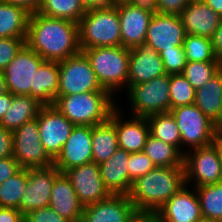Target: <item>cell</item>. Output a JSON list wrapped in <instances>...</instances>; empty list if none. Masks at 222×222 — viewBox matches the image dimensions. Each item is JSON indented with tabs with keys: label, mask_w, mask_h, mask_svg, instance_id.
Masks as SVG:
<instances>
[{
	"label": "cell",
	"mask_w": 222,
	"mask_h": 222,
	"mask_svg": "<svg viewBox=\"0 0 222 222\" xmlns=\"http://www.w3.org/2000/svg\"><path fill=\"white\" fill-rule=\"evenodd\" d=\"M210 39L215 56L222 62V20Z\"/></svg>",
	"instance_id": "47"
},
{
	"label": "cell",
	"mask_w": 222,
	"mask_h": 222,
	"mask_svg": "<svg viewBox=\"0 0 222 222\" xmlns=\"http://www.w3.org/2000/svg\"><path fill=\"white\" fill-rule=\"evenodd\" d=\"M186 34L211 37L222 17L202 0H192L179 15Z\"/></svg>",
	"instance_id": "23"
},
{
	"label": "cell",
	"mask_w": 222,
	"mask_h": 222,
	"mask_svg": "<svg viewBox=\"0 0 222 222\" xmlns=\"http://www.w3.org/2000/svg\"><path fill=\"white\" fill-rule=\"evenodd\" d=\"M26 38H0V71H3L25 45Z\"/></svg>",
	"instance_id": "40"
},
{
	"label": "cell",
	"mask_w": 222,
	"mask_h": 222,
	"mask_svg": "<svg viewBox=\"0 0 222 222\" xmlns=\"http://www.w3.org/2000/svg\"><path fill=\"white\" fill-rule=\"evenodd\" d=\"M12 97L13 94L10 92L0 95V122L7 110L10 108Z\"/></svg>",
	"instance_id": "49"
},
{
	"label": "cell",
	"mask_w": 222,
	"mask_h": 222,
	"mask_svg": "<svg viewBox=\"0 0 222 222\" xmlns=\"http://www.w3.org/2000/svg\"><path fill=\"white\" fill-rule=\"evenodd\" d=\"M213 144L218 149L221 164H222V128L220 127H216Z\"/></svg>",
	"instance_id": "51"
},
{
	"label": "cell",
	"mask_w": 222,
	"mask_h": 222,
	"mask_svg": "<svg viewBox=\"0 0 222 222\" xmlns=\"http://www.w3.org/2000/svg\"><path fill=\"white\" fill-rule=\"evenodd\" d=\"M13 131L0 125V159L13 156Z\"/></svg>",
	"instance_id": "43"
},
{
	"label": "cell",
	"mask_w": 222,
	"mask_h": 222,
	"mask_svg": "<svg viewBox=\"0 0 222 222\" xmlns=\"http://www.w3.org/2000/svg\"><path fill=\"white\" fill-rule=\"evenodd\" d=\"M185 184L155 214L158 222H203L196 189L188 190Z\"/></svg>",
	"instance_id": "17"
},
{
	"label": "cell",
	"mask_w": 222,
	"mask_h": 222,
	"mask_svg": "<svg viewBox=\"0 0 222 222\" xmlns=\"http://www.w3.org/2000/svg\"><path fill=\"white\" fill-rule=\"evenodd\" d=\"M104 90L113 92L123 84L128 89L130 49L123 46L96 47L82 50ZM116 89V90H115Z\"/></svg>",
	"instance_id": "5"
},
{
	"label": "cell",
	"mask_w": 222,
	"mask_h": 222,
	"mask_svg": "<svg viewBox=\"0 0 222 222\" xmlns=\"http://www.w3.org/2000/svg\"><path fill=\"white\" fill-rule=\"evenodd\" d=\"M65 174L84 207L105 200L111 195L102 181L99 164L90 162L71 168Z\"/></svg>",
	"instance_id": "15"
},
{
	"label": "cell",
	"mask_w": 222,
	"mask_h": 222,
	"mask_svg": "<svg viewBox=\"0 0 222 222\" xmlns=\"http://www.w3.org/2000/svg\"><path fill=\"white\" fill-rule=\"evenodd\" d=\"M129 222H157L155 214L138 213Z\"/></svg>",
	"instance_id": "52"
},
{
	"label": "cell",
	"mask_w": 222,
	"mask_h": 222,
	"mask_svg": "<svg viewBox=\"0 0 222 222\" xmlns=\"http://www.w3.org/2000/svg\"><path fill=\"white\" fill-rule=\"evenodd\" d=\"M192 0H157L160 14L180 15Z\"/></svg>",
	"instance_id": "42"
},
{
	"label": "cell",
	"mask_w": 222,
	"mask_h": 222,
	"mask_svg": "<svg viewBox=\"0 0 222 222\" xmlns=\"http://www.w3.org/2000/svg\"><path fill=\"white\" fill-rule=\"evenodd\" d=\"M208 7H211L222 17V0H202Z\"/></svg>",
	"instance_id": "53"
},
{
	"label": "cell",
	"mask_w": 222,
	"mask_h": 222,
	"mask_svg": "<svg viewBox=\"0 0 222 222\" xmlns=\"http://www.w3.org/2000/svg\"><path fill=\"white\" fill-rule=\"evenodd\" d=\"M21 168L18 165L17 160L13 157L1 158L0 159V184L6 179L13 176Z\"/></svg>",
	"instance_id": "44"
},
{
	"label": "cell",
	"mask_w": 222,
	"mask_h": 222,
	"mask_svg": "<svg viewBox=\"0 0 222 222\" xmlns=\"http://www.w3.org/2000/svg\"><path fill=\"white\" fill-rule=\"evenodd\" d=\"M30 13L0 1V38H26Z\"/></svg>",
	"instance_id": "28"
},
{
	"label": "cell",
	"mask_w": 222,
	"mask_h": 222,
	"mask_svg": "<svg viewBox=\"0 0 222 222\" xmlns=\"http://www.w3.org/2000/svg\"><path fill=\"white\" fill-rule=\"evenodd\" d=\"M194 104L216 125L222 114V69L203 87L196 89Z\"/></svg>",
	"instance_id": "25"
},
{
	"label": "cell",
	"mask_w": 222,
	"mask_h": 222,
	"mask_svg": "<svg viewBox=\"0 0 222 222\" xmlns=\"http://www.w3.org/2000/svg\"><path fill=\"white\" fill-rule=\"evenodd\" d=\"M222 69V62H189L187 61L182 75L196 90L203 87Z\"/></svg>",
	"instance_id": "36"
},
{
	"label": "cell",
	"mask_w": 222,
	"mask_h": 222,
	"mask_svg": "<svg viewBox=\"0 0 222 222\" xmlns=\"http://www.w3.org/2000/svg\"><path fill=\"white\" fill-rule=\"evenodd\" d=\"M0 222H24V215L18 209L0 207Z\"/></svg>",
	"instance_id": "45"
},
{
	"label": "cell",
	"mask_w": 222,
	"mask_h": 222,
	"mask_svg": "<svg viewBox=\"0 0 222 222\" xmlns=\"http://www.w3.org/2000/svg\"><path fill=\"white\" fill-rule=\"evenodd\" d=\"M196 90L182 74L170 75V111L178 106L192 105Z\"/></svg>",
	"instance_id": "37"
},
{
	"label": "cell",
	"mask_w": 222,
	"mask_h": 222,
	"mask_svg": "<svg viewBox=\"0 0 222 222\" xmlns=\"http://www.w3.org/2000/svg\"><path fill=\"white\" fill-rule=\"evenodd\" d=\"M91 143L96 164L106 161L119 148L116 128L110 120L92 126Z\"/></svg>",
	"instance_id": "29"
},
{
	"label": "cell",
	"mask_w": 222,
	"mask_h": 222,
	"mask_svg": "<svg viewBox=\"0 0 222 222\" xmlns=\"http://www.w3.org/2000/svg\"><path fill=\"white\" fill-rule=\"evenodd\" d=\"M143 152L156 167L183 166L185 152H180L175 146L167 144L152 135L148 136Z\"/></svg>",
	"instance_id": "30"
},
{
	"label": "cell",
	"mask_w": 222,
	"mask_h": 222,
	"mask_svg": "<svg viewBox=\"0 0 222 222\" xmlns=\"http://www.w3.org/2000/svg\"><path fill=\"white\" fill-rule=\"evenodd\" d=\"M27 184V169L21 168L0 184V207L19 210L21 197Z\"/></svg>",
	"instance_id": "34"
},
{
	"label": "cell",
	"mask_w": 222,
	"mask_h": 222,
	"mask_svg": "<svg viewBox=\"0 0 222 222\" xmlns=\"http://www.w3.org/2000/svg\"><path fill=\"white\" fill-rule=\"evenodd\" d=\"M205 222H222V181L196 187Z\"/></svg>",
	"instance_id": "32"
},
{
	"label": "cell",
	"mask_w": 222,
	"mask_h": 222,
	"mask_svg": "<svg viewBox=\"0 0 222 222\" xmlns=\"http://www.w3.org/2000/svg\"><path fill=\"white\" fill-rule=\"evenodd\" d=\"M186 32L179 15L153 14L145 37V44L158 54L165 50L183 47Z\"/></svg>",
	"instance_id": "14"
},
{
	"label": "cell",
	"mask_w": 222,
	"mask_h": 222,
	"mask_svg": "<svg viewBox=\"0 0 222 222\" xmlns=\"http://www.w3.org/2000/svg\"><path fill=\"white\" fill-rule=\"evenodd\" d=\"M170 112L175 117L183 146L186 144L194 149L213 144L216 124L195 104L178 106Z\"/></svg>",
	"instance_id": "8"
},
{
	"label": "cell",
	"mask_w": 222,
	"mask_h": 222,
	"mask_svg": "<svg viewBox=\"0 0 222 222\" xmlns=\"http://www.w3.org/2000/svg\"><path fill=\"white\" fill-rule=\"evenodd\" d=\"M119 112V109L116 108L109 119L116 128L119 148L129 153L143 151L150 135L149 123L146 117L133 116L129 121L124 122L121 121L122 118Z\"/></svg>",
	"instance_id": "21"
},
{
	"label": "cell",
	"mask_w": 222,
	"mask_h": 222,
	"mask_svg": "<svg viewBox=\"0 0 222 222\" xmlns=\"http://www.w3.org/2000/svg\"><path fill=\"white\" fill-rule=\"evenodd\" d=\"M9 92L3 71H0V95Z\"/></svg>",
	"instance_id": "54"
},
{
	"label": "cell",
	"mask_w": 222,
	"mask_h": 222,
	"mask_svg": "<svg viewBox=\"0 0 222 222\" xmlns=\"http://www.w3.org/2000/svg\"><path fill=\"white\" fill-rule=\"evenodd\" d=\"M163 61L167 75L182 74L187 63L183 47L175 46L174 49L165 50L159 53Z\"/></svg>",
	"instance_id": "38"
},
{
	"label": "cell",
	"mask_w": 222,
	"mask_h": 222,
	"mask_svg": "<svg viewBox=\"0 0 222 222\" xmlns=\"http://www.w3.org/2000/svg\"><path fill=\"white\" fill-rule=\"evenodd\" d=\"M155 167V164L143 151L130 153L127 168L132 183Z\"/></svg>",
	"instance_id": "39"
},
{
	"label": "cell",
	"mask_w": 222,
	"mask_h": 222,
	"mask_svg": "<svg viewBox=\"0 0 222 222\" xmlns=\"http://www.w3.org/2000/svg\"><path fill=\"white\" fill-rule=\"evenodd\" d=\"M86 9L110 5V0H80Z\"/></svg>",
	"instance_id": "50"
},
{
	"label": "cell",
	"mask_w": 222,
	"mask_h": 222,
	"mask_svg": "<svg viewBox=\"0 0 222 222\" xmlns=\"http://www.w3.org/2000/svg\"><path fill=\"white\" fill-rule=\"evenodd\" d=\"M13 157L20 168L34 169L52 166L54 160L40 142L37 119L25 123L13 132Z\"/></svg>",
	"instance_id": "9"
},
{
	"label": "cell",
	"mask_w": 222,
	"mask_h": 222,
	"mask_svg": "<svg viewBox=\"0 0 222 222\" xmlns=\"http://www.w3.org/2000/svg\"><path fill=\"white\" fill-rule=\"evenodd\" d=\"M91 136L92 126H74L53 163L61 173L93 162Z\"/></svg>",
	"instance_id": "16"
},
{
	"label": "cell",
	"mask_w": 222,
	"mask_h": 222,
	"mask_svg": "<svg viewBox=\"0 0 222 222\" xmlns=\"http://www.w3.org/2000/svg\"><path fill=\"white\" fill-rule=\"evenodd\" d=\"M146 119L149 123L150 135L175 146L181 152V134L177 127L175 117L171 112L153 114L146 117Z\"/></svg>",
	"instance_id": "31"
},
{
	"label": "cell",
	"mask_w": 222,
	"mask_h": 222,
	"mask_svg": "<svg viewBox=\"0 0 222 222\" xmlns=\"http://www.w3.org/2000/svg\"><path fill=\"white\" fill-rule=\"evenodd\" d=\"M183 50L189 62H221L214 54L209 37L186 34Z\"/></svg>",
	"instance_id": "35"
},
{
	"label": "cell",
	"mask_w": 222,
	"mask_h": 222,
	"mask_svg": "<svg viewBox=\"0 0 222 222\" xmlns=\"http://www.w3.org/2000/svg\"><path fill=\"white\" fill-rule=\"evenodd\" d=\"M25 44L45 61L60 62L81 52L78 23L30 14Z\"/></svg>",
	"instance_id": "1"
},
{
	"label": "cell",
	"mask_w": 222,
	"mask_h": 222,
	"mask_svg": "<svg viewBox=\"0 0 222 222\" xmlns=\"http://www.w3.org/2000/svg\"><path fill=\"white\" fill-rule=\"evenodd\" d=\"M127 91L134 116L148 117L170 112V75L164 74L130 86Z\"/></svg>",
	"instance_id": "6"
},
{
	"label": "cell",
	"mask_w": 222,
	"mask_h": 222,
	"mask_svg": "<svg viewBox=\"0 0 222 222\" xmlns=\"http://www.w3.org/2000/svg\"><path fill=\"white\" fill-rule=\"evenodd\" d=\"M167 74L160 55L149 45L130 49L128 88Z\"/></svg>",
	"instance_id": "19"
},
{
	"label": "cell",
	"mask_w": 222,
	"mask_h": 222,
	"mask_svg": "<svg viewBox=\"0 0 222 222\" xmlns=\"http://www.w3.org/2000/svg\"><path fill=\"white\" fill-rule=\"evenodd\" d=\"M36 119L38 121L40 142L48 155L55 160L75 125L54 105H43Z\"/></svg>",
	"instance_id": "12"
},
{
	"label": "cell",
	"mask_w": 222,
	"mask_h": 222,
	"mask_svg": "<svg viewBox=\"0 0 222 222\" xmlns=\"http://www.w3.org/2000/svg\"><path fill=\"white\" fill-rule=\"evenodd\" d=\"M69 222H85L82 218L78 219V220H74V221H69Z\"/></svg>",
	"instance_id": "57"
},
{
	"label": "cell",
	"mask_w": 222,
	"mask_h": 222,
	"mask_svg": "<svg viewBox=\"0 0 222 222\" xmlns=\"http://www.w3.org/2000/svg\"><path fill=\"white\" fill-rule=\"evenodd\" d=\"M216 127L222 128V114H221V121L216 125Z\"/></svg>",
	"instance_id": "56"
},
{
	"label": "cell",
	"mask_w": 222,
	"mask_h": 222,
	"mask_svg": "<svg viewBox=\"0 0 222 222\" xmlns=\"http://www.w3.org/2000/svg\"><path fill=\"white\" fill-rule=\"evenodd\" d=\"M128 4L151 14L158 13L157 0H130Z\"/></svg>",
	"instance_id": "48"
},
{
	"label": "cell",
	"mask_w": 222,
	"mask_h": 222,
	"mask_svg": "<svg viewBox=\"0 0 222 222\" xmlns=\"http://www.w3.org/2000/svg\"><path fill=\"white\" fill-rule=\"evenodd\" d=\"M60 173L54 164L45 168L27 169V184L19 205L24 216L30 211L49 206L51 190Z\"/></svg>",
	"instance_id": "13"
},
{
	"label": "cell",
	"mask_w": 222,
	"mask_h": 222,
	"mask_svg": "<svg viewBox=\"0 0 222 222\" xmlns=\"http://www.w3.org/2000/svg\"><path fill=\"white\" fill-rule=\"evenodd\" d=\"M109 91L57 96L53 105L75 126H94L110 119L117 108Z\"/></svg>",
	"instance_id": "3"
},
{
	"label": "cell",
	"mask_w": 222,
	"mask_h": 222,
	"mask_svg": "<svg viewBox=\"0 0 222 222\" xmlns=\"http://www.w3.org/2000/svg\"><path fill=\"white\" fill-rule=\"evenodd\" d=\"M42 106V103L29 95H13L10 108L0 125L14 132L25 123L35 120Z\"/></svg>",
	"instance_id": "26"
},
{
	"label": "cell",
	"mask_w": 222,
	"mask_h": 222,
	"mask_svg": "<svg viewBox=\"0 0 222 222\" xmlns=\"http://www.w3.org/2000/svg\"><path fill=\"white\" fill-rule=\"evenodd\" d=\"M86 11L80 0H42L38 13L79 23Z\"/></svg>",
	"instance_id": "33"
},
{
	"label": "cell",
	"mask_w": 222,
	"mask_h": 222,
	"mask_svg": "<svg viewBox=\"0 0 222 222\" xmlns=\"http://www.w3.org/2000/svg\"><path fill=\"white\" fill-rule=\"evenodd\" d=\"M130 0H110V5L127 4Z\"/></svg>",
	"instance_id": "55"
},
{
	"label": "cell",
	"mask_w": 222,
	"mask_h": 222,
	"mask_svg": "<svg viewBox=\"0 0 222 222\" xmlns=\"http://www.w3.org/2000/svg\"><path fill=\"white\" fill-rule=\"evenodd\" d=\"M24 222H69L50 206L30 211L24 216Z\"/></svg>",
	"instance_id": "41"
},
{
	"label": "cell",
	"mask_w": 222,
	"mask_h": 222,
	"mask_svg": "<svg viewBox=\"0 0 222 222\" xmlns=\"http://www.w3.org/2000/svg\"><path fill=\"white\" fill-rule=\"evenodd\" d=\"M0 1L22 7L30 14L37 13L42 3V0H0Z\"/></svg>",
	"instance_id": "46"
},
{
	"label": "cell",
	"mask_w": 222,
	"mask_h": 222,
	"mask_svg": "<svg viewBox=\"0 0 222 222\" xmlns=\"http://www.w3.org/2000/svg\"><path fill=\"white\" fill-rule=\"evenodd\" d=\"M45 60L26 44L3 70L8 91L13 95L34 97L36 71Z\"/></svg>",
	"instance_id": "11"
},
{
	"label": "cell",
	"mask_w": 222,
	"mask_h": 222,
	"mask_svg": "<svg viewBox=\"0 0 222 222\" xmlns=\"http://www.w3.org/2000/svg\"><path fill=\"white\" fill-rule=\"evenodd\" d=\"M78 26L81 51L121 46L120 18L115 5L87 9Z\"/></svg>",
	"instance_id": "4"
},
{
	"label": "cell",
	"mask_w": 222,
	"mask_h": 222,
	"mask_svg": "<svg viewBox=\"0 0 222 222\" xmlns=\"http://www.w3.org/2000/svg\"><path fill=\"white\" fill-rule=\"evenodd\" d=\"M184 185L183 166H157L132 183L128 197L138 213L156 214Z\"/></svg>",
	"instance_id": "2"
},
{
	"label": "cell",
	"mask_w": 222,
	"mask_h": 222,
	"mask_svg": "<svg viewBox=\"0 0 222 222\" xmlns=\"http://www.w3.org/2000/svg\"><path fill=\"white\" fill-rule=\"evenodd\" d=\"M49 206L69 221L82 218L84 206L65 173H60L55 178Z\"/></svg>",
	"instance_id": "24"
},
{
	"label": "cell",
	"mask_w": 222,
	"mask_h": 222,
	"mask_svg": "<svg viewBox=\"0 0 222 222\" xmlns=\"http://www.w3.org/2000/svg\"><path fill=\"white\" fill-rule=\"evenodd\" d=\"M120 18L121 46L132 49L145 43L153 14L130 4L116 5Z\"/></svg>",
	"instance_id": "20"
},
{
	"label": "cell",
	"mask_w": 222,
	"mask_h": 222,
	"mask_svg": "<svg viewBox=\"0 0 222 222\" xmlns=\"http://www.w3.org/2000/svg\"><path fill=\"white\" fill-rule=\"evenodd\" d=\"M129 156V152L118 148L111 157L99 164L102 181L110 194H129L132 187L127 168Z\"/></svg>",
	"instance_id": "22"
},
{
	"label": "cell",
	"mask_w": 222,
	"mask_h": 222,
	"mask_svg": "<svg viewBox=\"0 0 222 222\" xmlns=\"http://www.w3.org/2000/svg\"><path fill=\"white\" fill-rule=\"evenodd\" d=\"M58 65L60 77L57 96L107 91L99 83L89 59L82 51L58 62Z\"/></svg>",
	"instance_id": "7"
},
{
	"label": "cell",
	"mask_w": 222,
	"mask_h": 222,
	"mask_svg": "<svg viewBox=\"0 0 222 222\" xmlns=\"http://www.w3.org/2000/svg\"><path fill=\"white\" fill-rule=\"evenodd\" d=\"M138 212L128 195L111 194L107 199L84 207L85 222H129Z\"/></svg>",
	"instance_id": "18"
},
{
	"label": "cell",
	"mask_w": 222,
	"mask_h": 222,
	"mask_svg": "<svg viewBox=\"0 0 222 222\" xmlns=\"http://www.w3.org/2000/svg\"><path fill=\"white\" fill-rule=\"evenodd\" d=\"M59 65L56 61H44L34 79V98L43 105H53L58 94Z\"/></svg>",
	"instance_id": "27"
},
{
	"label": "cell",
	"mask_w": 222,
	"mask_h": 222,
	"mask_svg": "<svg viewBox=\"0 0 222 222\" xmlns=\"http://www.w3.org/2000/svg\"><path fill=\"white\" fill-rule=\"evenodd\" d=\"M183 159L185 184L195 180V187L222 181V164L214 144L185 151Z\"/></svg>",
	"instance_id": "10"
}]
</instances>
